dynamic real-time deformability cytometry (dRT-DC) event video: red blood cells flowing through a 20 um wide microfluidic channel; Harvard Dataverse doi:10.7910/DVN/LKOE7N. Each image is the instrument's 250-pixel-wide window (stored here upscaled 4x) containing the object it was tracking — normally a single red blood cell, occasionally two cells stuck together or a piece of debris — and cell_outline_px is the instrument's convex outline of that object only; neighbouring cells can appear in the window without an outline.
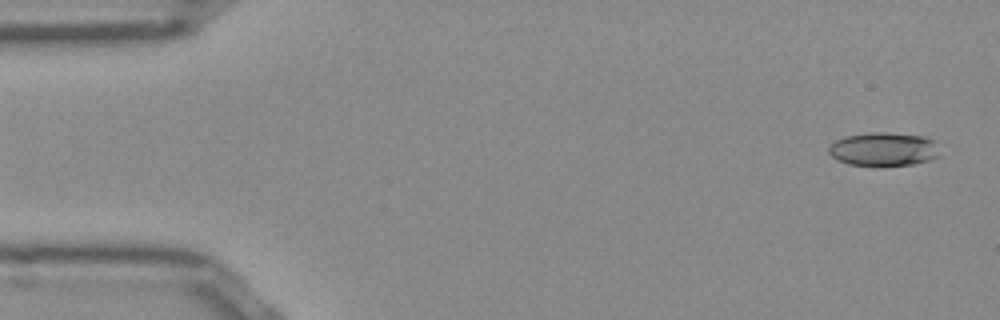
{"species": "Egyptian fruit bat (a non-hibernating species)", "species_latin": "Rousettus aegyptiacus", "temperature_condition": "room temperature", "stored_images_in_passage": 51, "camera_frame_rate_fps": 3000, "um_per_image_px": 0.085, "frame": {"image": 1, "passage_image": 2, "time_ms": 0.333, "image_size_px": [1000, 320], "cell_outline_px": [[940, 156], [932, 160], [912, 164], [848, 164], [832, 156], [828, 152], [828, 148], [836, 140], [844, 136], [872, 132], [884, 132], [924, 136], [932, 140]], "centroid_in_image_um": [75.11, 12.66], "position_along_channel_um": 9.9, "area_um2": 21.21}}
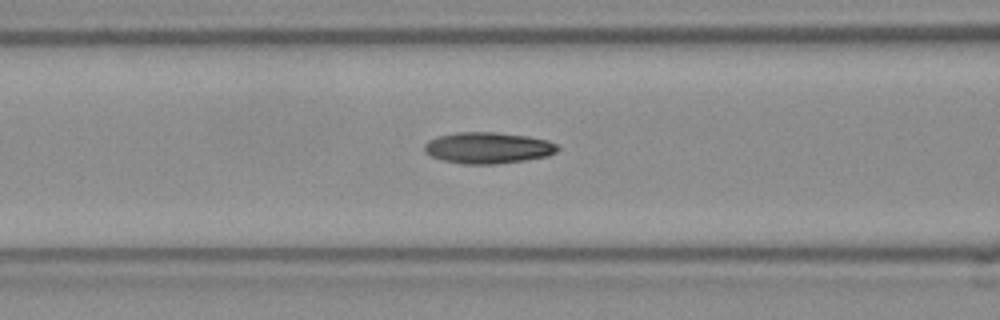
{"frame": {"image": 2, "passage_image": 20, "time_ms": 6.333, "image_size_px": [1000, 320], "cell_outline_px": [[560, 148], [556, 152], [548, 156], [524, 160], [496, 164], [460, 164], [444, 160], [432, 156], [424, 152], [424, 144], [428, 140], [440, 136], [456, 132], [496, 132], [528, 136], [548, 140], [556, 144]], "centroid_in_image_um": [41.48, 12.56], "position_along_channel_um": 125.1, "area_um2": 24.33}}
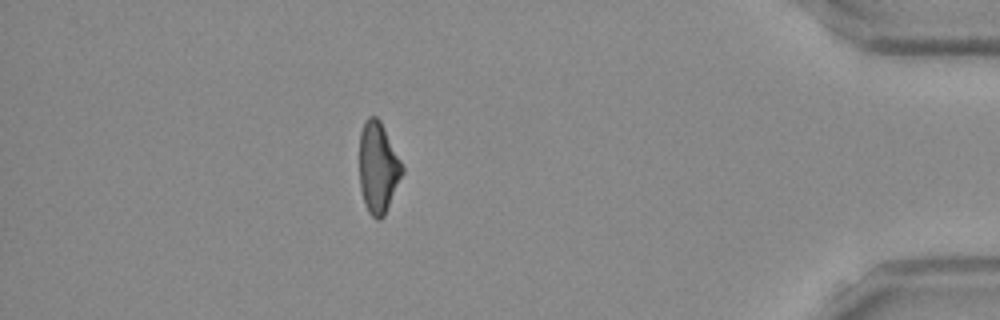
{"frame": {"image": 3, "passage_image": 45, "time_ms": 14.667, "image_size_px": [1000, 320], "cell_outline_px": [[404, 172], [384, 216], [380, 220], [376, 220], [368, 212], [360, 188], [360, 132], [364, 120], [368, 116], [376, 116], [380, 120], [404, 164]], "centroid_in_image_um": [32.16, 14.22], "position_along_channel_um": 403.0, "area_um2": 22.95}, "authors_computed_cell_mechanics": {"area_um2": 22.9466, "velocity_mm_per_s": 3.9239, "shape_relaxation_time_tau1_ms": 9.0429, "shape_relaxation_time_tau2_ms": 4.672, "deformation_change_tau1": 0.2244, "deformation_change_tau2": 0.1272}}